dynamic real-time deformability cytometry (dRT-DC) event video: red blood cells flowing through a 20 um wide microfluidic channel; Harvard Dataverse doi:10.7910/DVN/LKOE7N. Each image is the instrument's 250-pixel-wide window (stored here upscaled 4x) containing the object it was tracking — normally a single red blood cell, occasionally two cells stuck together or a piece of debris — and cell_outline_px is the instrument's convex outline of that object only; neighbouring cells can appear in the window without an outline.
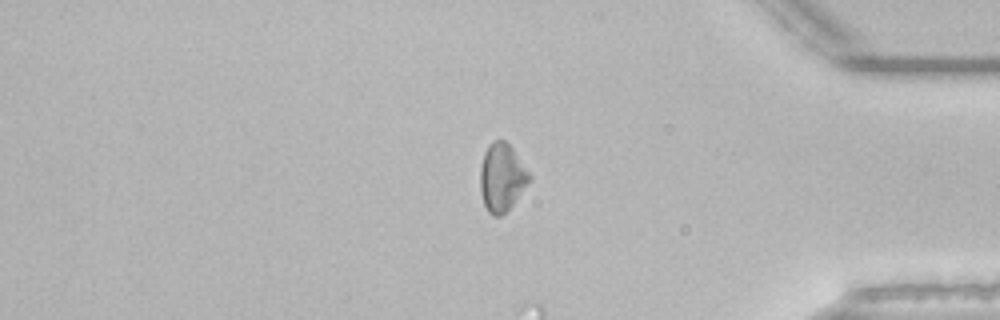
{"species": "common noctule bat (a hibernating species)", "species_latin": "Nyctalus noctula", "temperature_condition": "room temperature", "stored_images_in_passage": 53, "segment_of_instrument_passage": [2, 2], "camera_frame_rate_fps": 3000, "um_per_image_px": 0.085, "animal": {"sex": "male", "body_mass_g": 21.5, "forearm_length_mm": 52.0}, "frame": {"image": 1, "passage_image": 44, "time_ms": 14.333, "image_size_px": [1000, 320], "cell_outline_px": [[532, 180], [512, 204], [500, 216], [492, 216], [488, 212], [484, 204], [480, 192], [480, 168], [484, 152], [488, 144], [492, 140], [504, 140], [512, 148], [532, 176]], "centroid_in_image_um": [42.65, 15.07], "position_along_channel_um": 392.6, "area_um2": 19.48}}
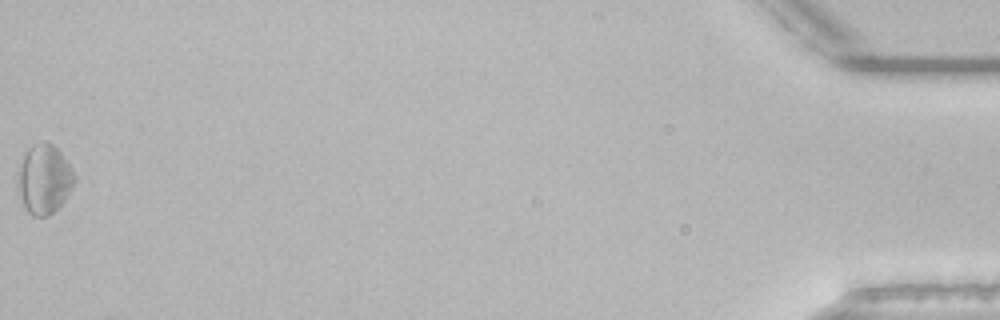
{"frame": {"image": 2, "passage_image": 53, "time_ms": 17.333, "image_size_px": [1000, 320], "cell_outline_px": [[76, 180], [72, 188], [64, 200], [48, 216], [32, 216], [24, 208], [20, 192], [20, 168], [24, 156], [28, 148], [32, 144], [44, 140], [52, 144], [60, 152], [76, 176]], "centroid_in_image_um": [3.79, 15.22], "position_along_channel_um": 431.4, "area_um2": 22.25}}